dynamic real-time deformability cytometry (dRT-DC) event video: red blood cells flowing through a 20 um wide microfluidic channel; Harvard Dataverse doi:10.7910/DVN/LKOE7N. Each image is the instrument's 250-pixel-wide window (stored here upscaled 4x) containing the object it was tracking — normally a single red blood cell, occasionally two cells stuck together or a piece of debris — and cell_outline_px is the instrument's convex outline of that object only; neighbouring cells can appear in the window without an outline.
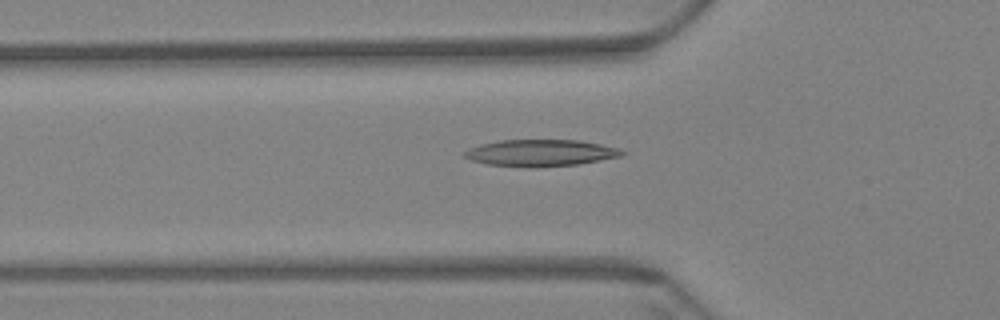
{"species": "Egyptian fruit bat (a non-hibernating species)", "species_latin": "Rousettus aegyptiacus", "temperature_condition": "warm", "stored_images_in_passage": 57, "camera_frame_rate_fps": 3000, "um_per_image_px": 0.085, "animal": {"sex": "female"}, "frame": {"image": 1, "passage_image": 20, "time_ms": 6.333, "image_size_px": [1000, 320], "cell_outline_px": [[628, 152], [624, 156], [576, 164], [488, 164], [472, 160], [464, 156], [464, 152], [480, 144], [500, 140], [580, 140], [600, 144], [616, 148]], "centroid_in_image_um": [46.03, 12.94], "position_along_channel_um": 79.8, "area_um2": 23.12}}
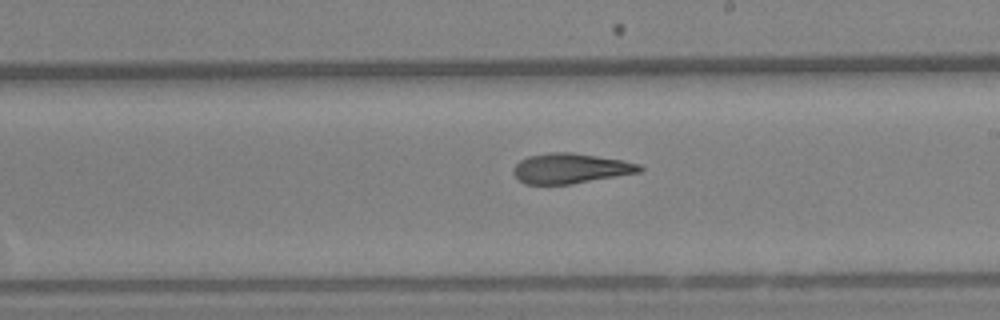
{"frame": {"image": 2, "passage_image": 34, "time_ms": 11.0, "image_size_px": [1000, 320], "cell_outline_px": [[644, 168], [640, 172], [572, 184], [524, 184], [512, 172], [512, 168], [520, 160], [528, 156], [548, 152], [572, 152], [620, 160], [640, 164]], "centroid_in_image_um": [48.46, 14.31], "position_along_channel_um": 240.5, "area_um2": 22.08}}
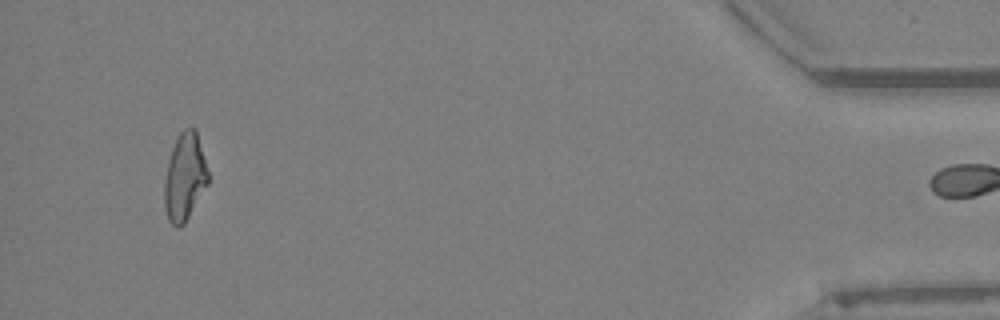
{"frame": {"image": 3, "passage_image": 56, "time_ms": 18.333, "image_size_px": [1000, 320], "cell_outline_px": [[208, 184], [184, 224], [180, 228], [176, 228], [168, 220], [164, 208], [164, 180], [168, 160], [172, 148], [180, 132], [184, 128], [196, 128], [208, 172]], "centroid_in_image_um": [15.68, 15.07], "position_along_channel_um": 419.5, "area_um2": 22.31}}